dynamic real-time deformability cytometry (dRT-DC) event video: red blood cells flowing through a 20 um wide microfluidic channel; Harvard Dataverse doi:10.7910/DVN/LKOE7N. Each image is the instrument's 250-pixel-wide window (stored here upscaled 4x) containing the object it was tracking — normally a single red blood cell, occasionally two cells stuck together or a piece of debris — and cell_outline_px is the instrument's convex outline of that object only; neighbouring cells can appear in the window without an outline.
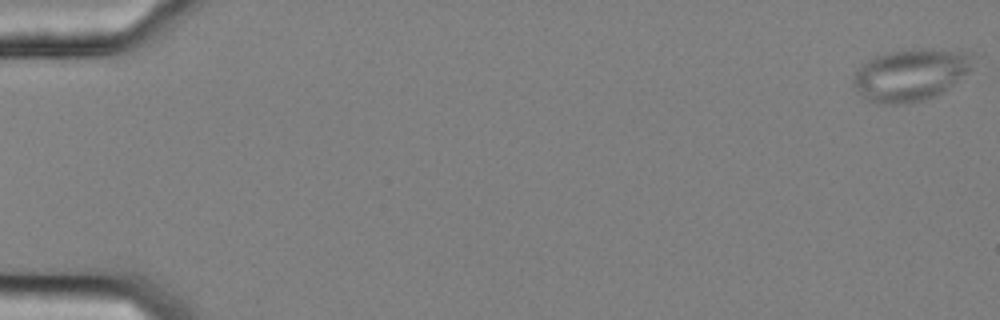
{"species": "common noctule bat (a hibernating species)", "species_latin": "Nyctalus noctula", "temperature_condition": "cold", "stored_images_in_passage": 19, "camera_frame_rate_fps": 3000, "um_per_image_px": 0.085, "animal": {"sex": "female", "body_mass_g": 25.1}, "frame": {"image": 1, "passage_image": 1, "time_ms": 0.0, "image_size_px": [1000, 320], "cell_outline_px": [[980, 56], [972, 68], [968, 72], [952, 84], [940, 92], [924, 100], [892, 104], [868, 100], [852, 84], [852, 80], [856, 72], [868, 60], [876, 56], [888, 52], [920, 48], [932, 48], [968, 52]], "centroid_in_image_um": [77.48, 6.3], "position_along_channel_um": 7.5, "area_um2": 35.89}}